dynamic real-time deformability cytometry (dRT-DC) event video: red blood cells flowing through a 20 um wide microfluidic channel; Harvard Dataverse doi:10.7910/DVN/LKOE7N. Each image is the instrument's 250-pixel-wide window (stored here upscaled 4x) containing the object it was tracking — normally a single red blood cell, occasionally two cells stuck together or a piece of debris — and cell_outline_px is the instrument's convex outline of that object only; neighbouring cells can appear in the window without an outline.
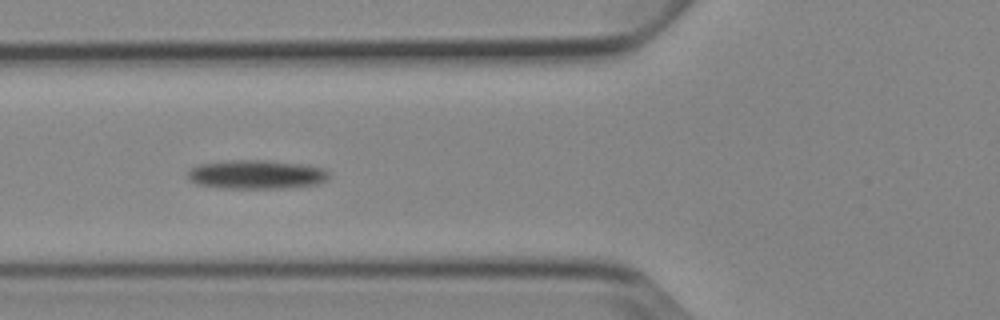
{"species": "Egyptian fruit bat (a non-hibernating species)", "species_latin": "Rousettus aegyptiacus", "temperature_condition": "cold", "stored_images_in_passage": 8, "camera_frame_rate_fps": 3000, "um_per_image_px": 0.085, "animal": {"sex": "female"}, "frame": {"image": 1, "passage_image": 7, "time_ms": 7.0, "image_size_px": [1000, 320], "cell_outline_px": [[328, 176], [324, 180], [316, 184], [284, 188], [224, 188], [196, 184], [188, 180], [188, 172], [196, 164], [228, 160], [264, 160], [308, 164], [324, 168], [328, 172]], "centroid_in_image_um": [21.76, 14.82], "position_along_channel_um": 104.0, "area_um2": 23.93}}
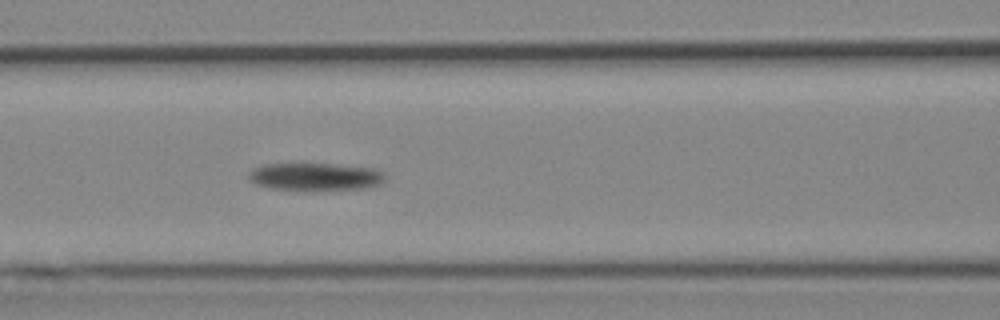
{"frame": {"image": 2, "passage_image": 8, "time_ms": 8.0, "image_size_px": [1000, 320], "cell_outline_px": [[384, 180], [380, 184], [368, 188], [304, 192], [268, 188], [256, 184], [248, 176], [248, 172], [252, 168], [264, 164], [332, 164], [372, 168], [384, 172]], "centroid_in_image_um": [26.78, 15.05], "position_along_channel_um": 139.8, "area_um2": 22.6}}